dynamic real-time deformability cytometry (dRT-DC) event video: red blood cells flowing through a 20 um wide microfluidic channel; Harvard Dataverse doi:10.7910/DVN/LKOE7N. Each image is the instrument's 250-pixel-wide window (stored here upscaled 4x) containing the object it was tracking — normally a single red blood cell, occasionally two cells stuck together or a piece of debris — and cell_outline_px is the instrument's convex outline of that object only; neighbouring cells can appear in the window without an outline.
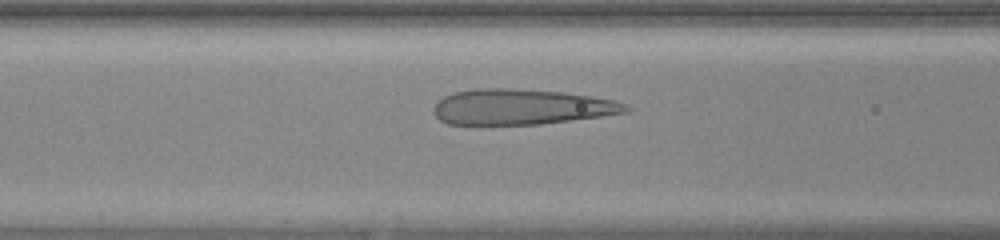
{"species": "human", "species_latin": "Homo sapiens", "temperature_condition": "warm", "stored_images_in_passage": 39, "camera_frame_rate_fps": 3000, "um_per_image_px": 0.085, "donor": {"sex": "female"}, "frame": {"image": 1, "passage_image": 15, "time_ms": 4.667, "image_size_px": [1000, 240], "cell_outline_px": [[632, 108], [628, 112], [600, 116], [540, 124], [448, 124], [440, 120], [432, 112], [432, 108], [444, 96], [452, 92], [476, 88], [516, 88], [560, 92], [616, 100]], "centroid_in_image_um": [44.27, 9.08], "position_along_channel_um": 122.3, "area_um2": 39.65}}
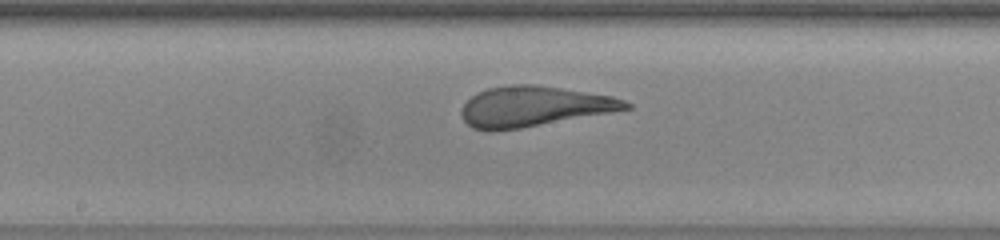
{"frame": {"image": 2, "passage_image": 21, "time_ms": 6.667, "image_size_px": [1000, 240], "cell_outline_px": [[632, 108], [612, 112], [520, 128], [492, 132], [488, 132], [472, 128], [460, 116], [460, 108], [476, 92], [488, 88], [508, 84], [532, 84], [560, 88], [612, 96], [624, 100], [632, 104]], "centroid_in_image_um": [45.32, 9.05], "position_along_channel_um": 202.9, "area_um2": 38.67}}
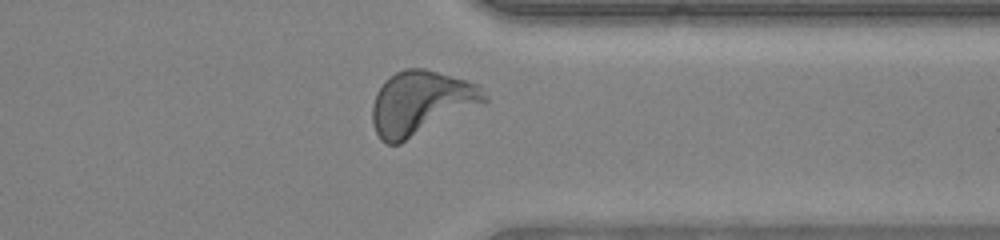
{"frame": {"image": 3, "passage_image": 34, "time_ms": 11.0, "image_size_px": [1000, 240], "cell_outline_px": [[488, 100], [484, 104], [400, 144], [388, 144], [380, 140], [372, 124], [372, 104], [376, 92], [384, 80], [396, 72], [404, 68], [424, 68], [480, 84], [488, 96]], "centroid_in_image_um": [35.79, 8.75], "position_along_channel_um": 375.6, "area_um2": 42.31}, "authors_computed_cell_mechanics": {"area_um2": 39.0728, "velocity_mm_per_s": 4.0266, "shape_relaxation_time_tau1_ms": 4.6935, "shape_relaxation_time_tau2_ms": null, "deformation_change_tau1": 0.2367, "deformation_change_tau2": null}}